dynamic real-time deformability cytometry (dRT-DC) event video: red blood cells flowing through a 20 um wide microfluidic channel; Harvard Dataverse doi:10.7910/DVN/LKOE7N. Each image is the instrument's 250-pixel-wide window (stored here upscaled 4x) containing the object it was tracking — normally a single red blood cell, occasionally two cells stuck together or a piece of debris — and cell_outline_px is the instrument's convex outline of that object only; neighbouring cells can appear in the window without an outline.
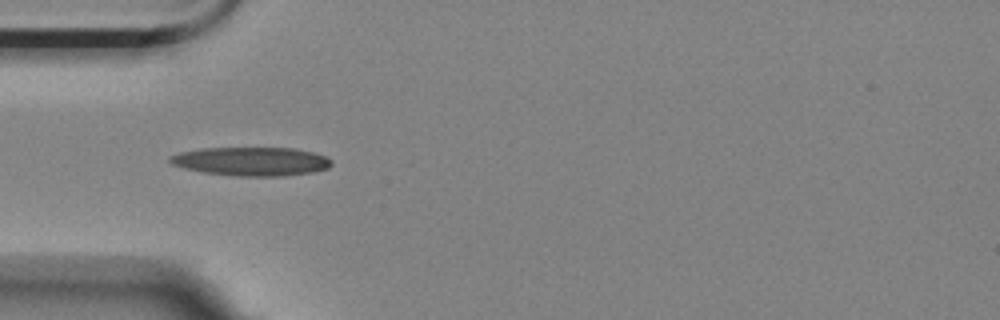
{"species": "Egyptian fruit bat (a non-hibernating species)", "species_latin": "Rousettus aegyptiacus", "temperature_condition": "room temperature", "stored_images_in_passage": 35, "camera_frame_rate_fps": 3000, "um_per_image_px": 0.085, "animal": {"sex": "female"}, "frame": {"image": 1, "passage_image": 1, "time_ms": 0.0, "image_size_px": [1000, 320], "cell_outline_px": [[332, 164], [328, 168], [312, 172], [284, 176], [236, 176], [204, 172], [184, 168], [172, 164], [168, 160], [168, 156], [180, 152], [204, 148], [292, 148], [312, 152], [324, 156], [332, 160]], "centroid_in_image_um": [21.35, 13.72], "position_along_channel_um": 63.6, "area_um2": 26.93}}
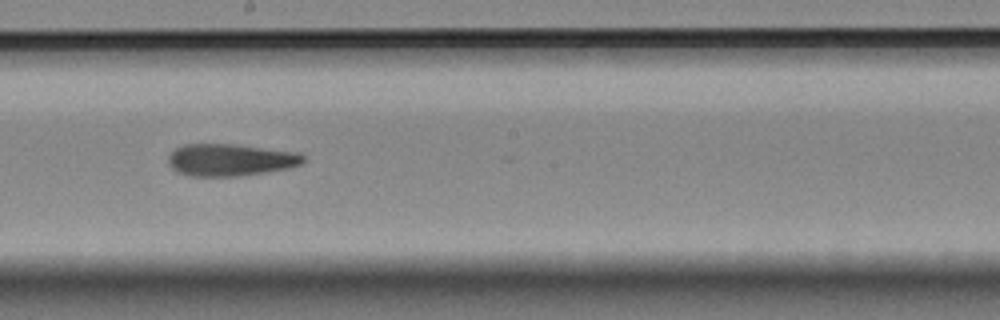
{"frame": {"image": 2, "passage_image": 15, "time_ms": 4.667, "image_size_px": [1000, 320], "cell_outline_px": [[304, 160], [300, 164], [288, 168], [240, 176], [192, 176], [176, 172], [168, 164], [168, 156], [176, 148], [184, 144], [232, 144], [300, 152], [304, 156]], "centroid_in_image_um": [19.56, 13.59], "position_along_channel_um": 228.6, "area_um2": 25.26}}
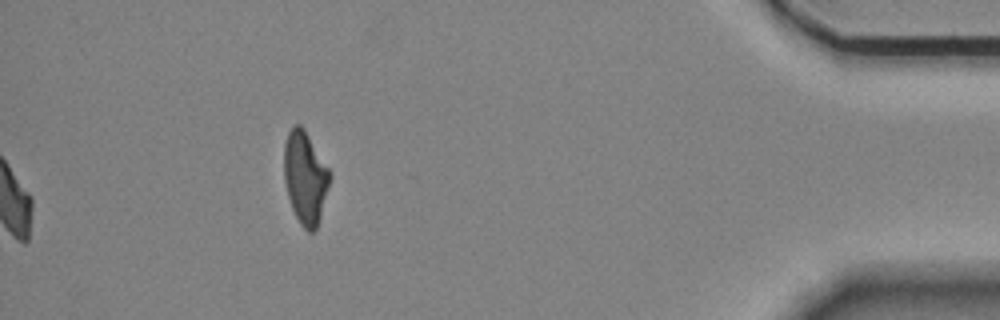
{"frame": {"image": 3, "passage_image": 35, "time_ms": 11.333, "image_size_px": [1000, 320], "cell_outline_px": [[332, 176], [320, 216], [316, 228], [312, 232], [308, 232], [300, 224], [292, 208], [288, 196], [284, 180], [284, 144], [288, 132], [292, 124], [300, 124], [304, 128], [328, 168]], "centroid_in_image_um": [25.93, 15.06], "position_along_channel_um": 409.3, "area_um2": 24.57}, "authors_computed_cell_mechanics": {"area_um2": 24.9118, "velocity_mm_per_s": 3.5308, "shape_relaxation_time_tau1_ms": null, "shape_relaxation_time_tau2_ms": 7.0641, "deformation_change_tau1": null, "deformation_change_tau2": 0.1862}}